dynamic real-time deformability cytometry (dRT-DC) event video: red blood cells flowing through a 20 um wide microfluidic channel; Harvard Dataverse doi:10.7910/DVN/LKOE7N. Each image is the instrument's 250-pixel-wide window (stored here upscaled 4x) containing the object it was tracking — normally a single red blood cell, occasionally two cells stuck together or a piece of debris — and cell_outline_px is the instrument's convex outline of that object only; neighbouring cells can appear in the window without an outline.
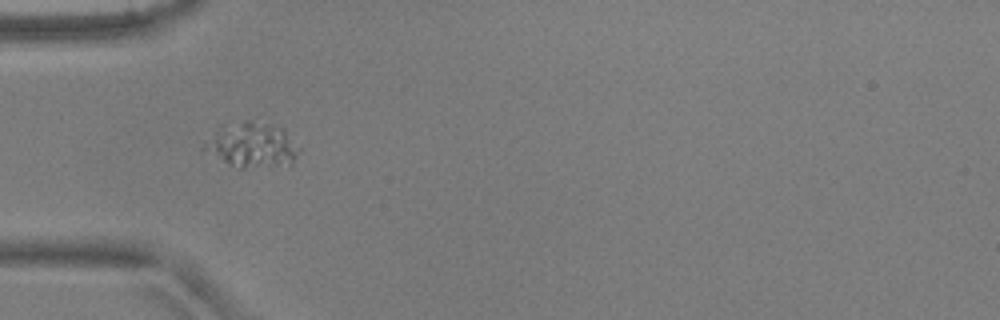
{"species": "common noctule bat (a hibernating species)", "species_latin": "Nyctalus noctula", "temperature_condition": "warm", "stored_images_in_passage": 2, "camera_frame_rate_fps": 3000, "um_per_image_px": 0.085, "animal": {"sex": "male", "body_mass_g": 17.9, "forearm_length_mm": 54.2}, "frame": {"image": 1, "passage_image": 1, "time_ms": 0.0, "image_size_px": [1000, 320], "cell_outline_px": [[304, 148], [292, 164], [244, 168], [240, 168], [228, 164], [200, 148], [204, 144], [244, 120], [252, 120], [284, 128]], "centroid_in_image_um": [21.64, 12.39], "position_along_channel_um": 63.4, "area_um2": 23.99}}
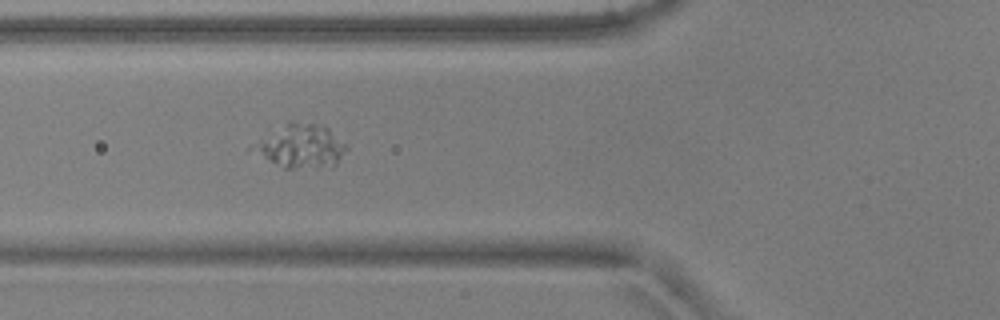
{"frame": {"image": 2, "passage_image": 2, "time_ms": 0.333, "image_size_px": [1000, 320], "cell_outline_px": [[348, 148], [336, 164], [292, 168], [284, 168], [264, 156], [256, 148], [256, 144], [260, 140], [288, 120], [292, 120], [312, 124], [328, 128]], "centroid_in_image_um": [25.64, 12.38], "position_along_channel_um": 100.2, "area_um2": 22.2}}